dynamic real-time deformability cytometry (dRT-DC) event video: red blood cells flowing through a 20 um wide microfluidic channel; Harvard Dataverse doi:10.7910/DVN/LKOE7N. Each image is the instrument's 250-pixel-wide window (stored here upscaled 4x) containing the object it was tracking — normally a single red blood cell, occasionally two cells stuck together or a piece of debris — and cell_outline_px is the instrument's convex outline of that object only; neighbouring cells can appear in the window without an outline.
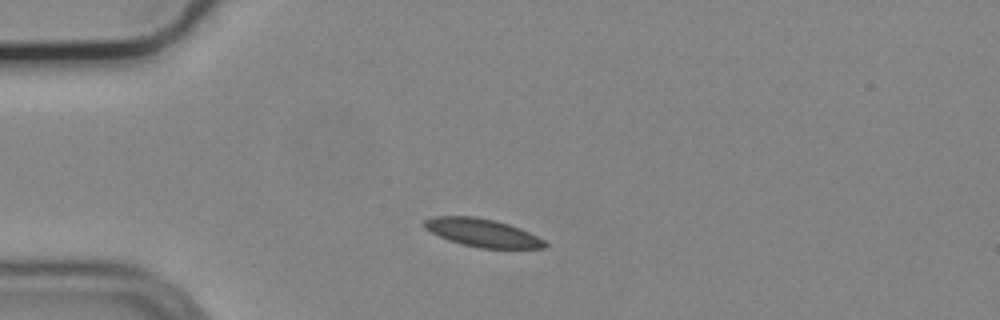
{"species": "common noctule bat (a hibernating species)", "species_latin": "Nyctalus noctula", "temperature_condition": "cold", "stored_images_in_passage": 43, "camera_frame_rate_fps": 3000, "um_per_image_px": 0.085, "animal": {"sex": "male", "body_mass_g": 19.2, "forearm_length_mm": 51.8}, "frame": {"image": 1, "passage_image": 1, "time_ms": 0.0, "image_size_px": [1000, 320], "cell_outline_px": [[548, 244], [544, 248], [480, 248], [448, 240], [424, 228], [424, 220], [432, 216], [472, 216], [492, 220], [508, 224], [520, 228], [544, 240]], "centroid_in_image_um": [40.99, 19.78], "position_along_channel_um": 44.0, "area_um2": 19.42}}
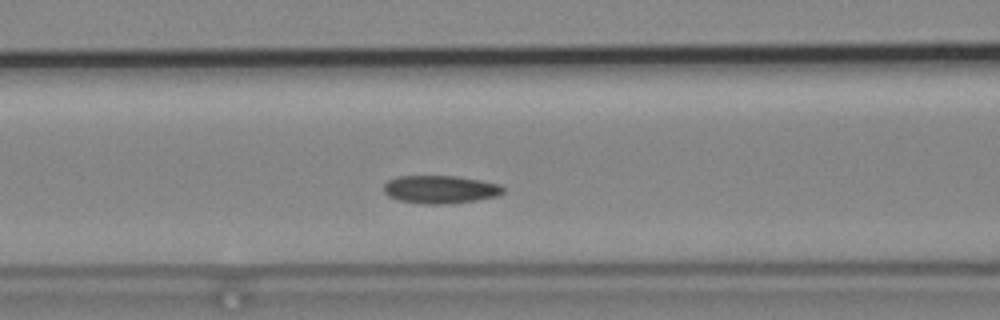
{"frame": {"image": 2, "passage_image": 10, "time_ms": 3.0, "image_size_px": [1000, 320], "cell_outline_px": [[504, 192], [496, 196], [476, 200], [444, 204], [424, 204], [400, 200], [388, 196], [384, 192], [384, 184], [388, 180], [400, 176], [456, 176], [480, 180], [500, 184], [504, 188]], "centroid_in_image_um": [37.42, 16.09], "position_along_channel_um": 129.2, "area_um2": 19.36}}
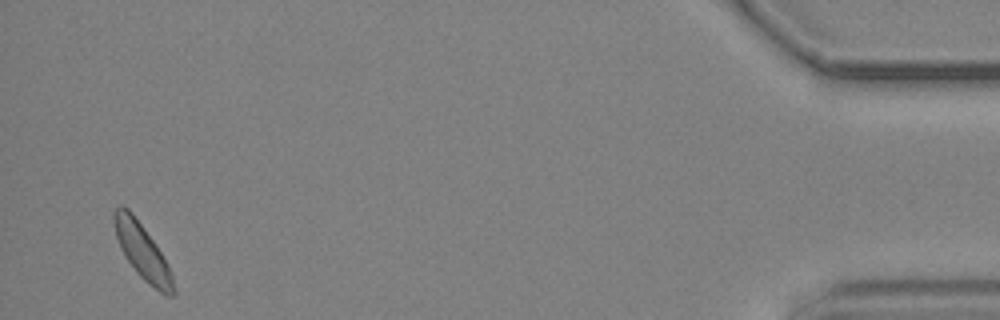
{"frame": {"image": 3, "passage_image": 41, "time_ms": 13.333, "image_size_px": [1000, 320], "cell_outline_px": [[176, 292], [172, 296], [164, 296], [148, 284], [136, 272], [124, 256], [120, 248], [116, 236], [112, 220], [112, 212], [120, 204], [124, 204], [132, 212], [152, 240], [168, 264], [172, 276]], "centroid_in_image_um": [12.07, 21.38], "position_along_channel_um": 423.1, "area_um2": 19.25}, "authors_computed_cell_mechanics": {"area_um2": 19.1318, "velocity_mm_per_s": 3.6581, "shape_relaxation_time_tau1_ms": 6.5937, "shape_relaxation_time_tau2_ms": null, "deformation_change_tau1": 0.0775, "deformation_change_tau2": null}}